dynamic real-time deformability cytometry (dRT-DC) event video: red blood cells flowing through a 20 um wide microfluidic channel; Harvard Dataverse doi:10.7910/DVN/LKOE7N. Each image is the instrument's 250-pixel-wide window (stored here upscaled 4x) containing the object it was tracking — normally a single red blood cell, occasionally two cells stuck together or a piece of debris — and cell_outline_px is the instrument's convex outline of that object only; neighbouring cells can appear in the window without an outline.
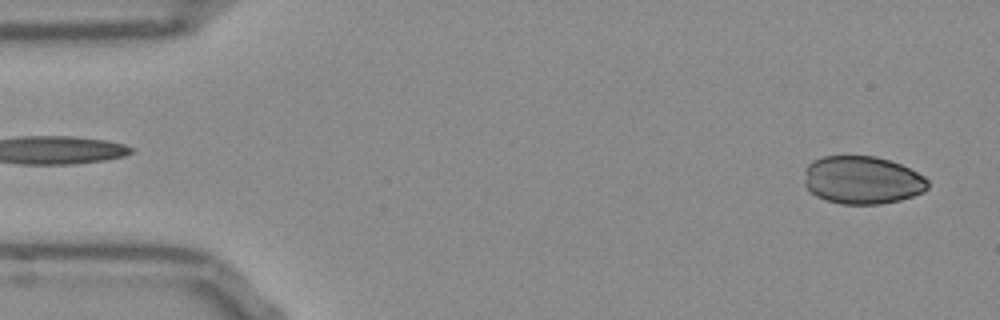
{"species": "Egyptian fruit bat (a non-hibernating species)", "species_latin": "Rousettus aegyptiacus", "temperature_condition": "room temperature", "stored_images_in_passage": 14, "camera_frame_rate_fps": 3000, "um_per_image_px": 0.085, "frame": {"image": 1, "passage_image": 2, "time_ms": 0.333, "image_size_px": [1000, 320], "cell_outline_px": [[928, 188], [924, 192], [900, 200], [880, 204], [840, 204], [816, 196], [804, 184], [804, 168], [812, 160], [820, 156], [876, 156], [900, 164], [924, 176], [928, 180]], "centroid_in_image_um": [73.27, 15.3], "position_along_channel_um": 11.7, "area_um2": 34.68}}